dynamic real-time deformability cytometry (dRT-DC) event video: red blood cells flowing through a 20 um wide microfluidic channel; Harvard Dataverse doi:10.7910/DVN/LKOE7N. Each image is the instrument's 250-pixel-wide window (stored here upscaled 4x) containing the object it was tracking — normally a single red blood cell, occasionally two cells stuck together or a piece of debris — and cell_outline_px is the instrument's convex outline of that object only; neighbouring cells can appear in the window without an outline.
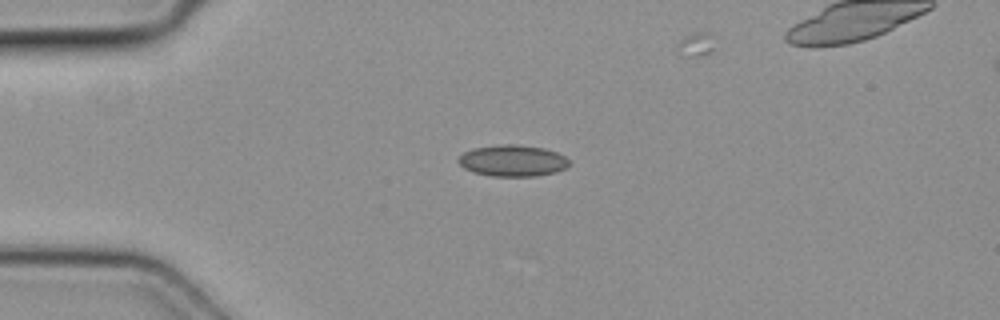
{"species": "common noctule bat (a hibernating species)", "species_latin": "Nyctalus noctula", "temperature_condition": "cold", "stored_images_in_passage": 6, "camera_frame_rate_fps": 3000, "um_per_image_px": 0.085, "animal": {"sex": "female", "body_mass_g": 19.3, "forearm_length_mm": 54.1}, "frame": {"image": 1, "passage_image": 4, "time_ms": 1.0, "image_size_px": [1000, 320], "cell_outline_px": [[568, 164], [564, 168], [556, 172], [536, 176], [492, 176], [472, 172], [464, 168], [456, 160], [464, 152], [472, 148], [500, 144], [516, 144], [544, 148], [556, 152], [564, 156], [568, 160]], "centroid_in_image_um": [43.53, 13.65], "position_along_channel_um": 41.5, "area_um2": 20.29}}